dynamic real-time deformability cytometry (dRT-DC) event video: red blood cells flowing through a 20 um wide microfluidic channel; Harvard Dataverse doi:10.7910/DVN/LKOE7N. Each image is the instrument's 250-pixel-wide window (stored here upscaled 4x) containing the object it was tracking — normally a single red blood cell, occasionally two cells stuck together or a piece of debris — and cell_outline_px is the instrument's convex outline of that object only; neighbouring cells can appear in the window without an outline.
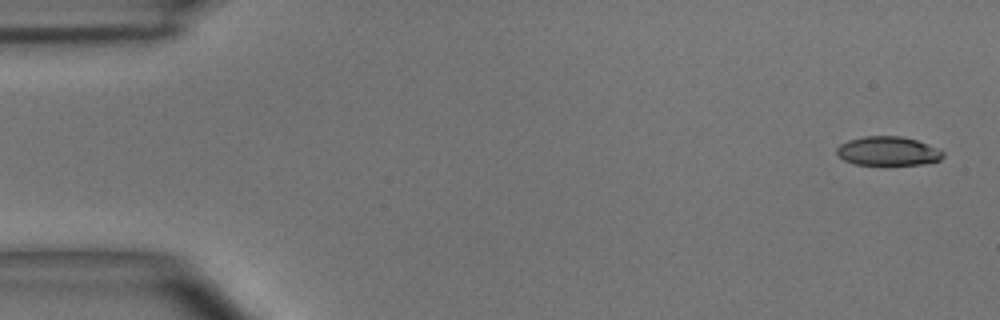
{"species": "common noctule bat (a hibernating species)", "species_latin": "Nyctalus noctula", "temperature_condition": "room temperature", "stored_images_in_passage": 6, "camera_frame_rate_fps": 3000, "um_per_image_px": 0.085, "animal": {"sex": "male", "body_mass_g": 15.6}, "frame": {"image": 1, "passage_image": 1, "time_ms": 0.0, "image_size_px": [1000, 320], "cell_outline_px": [[944, 156], [940, 160], [924, 164], [884, 168], [856, 164], [844, 160], [836, 152], [836, 148], [840, 144], [848, 140], [864, 136], [900, 136], [916, 140], [940, 148], [944, 152]], "centroid_in_image_um": [75.5, 12.89], "position_along_channel_um": 9.5, "area_um2": 18.9}}
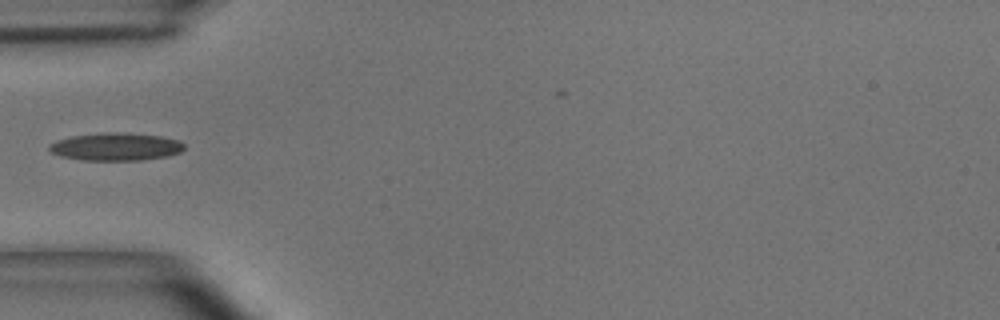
{"frame": {"image": 2, "passage_image": 5, "time_ms": 1.333, "image_size_px": [1000, 320], "cell_outline_px": [[184, 148], [180, 152], [168, 156], [140, 160], [80, 160], [60, 156], [52, 152], [48, 148], [56, 140], [72, 136], [104, 132], [124, 132], [160, 136], [180, 140], [184, 144]], "centroid_in_image_um": [9.86, 12.46], "position_along_channel_um": 75.1, "area_um2": 21.85}}
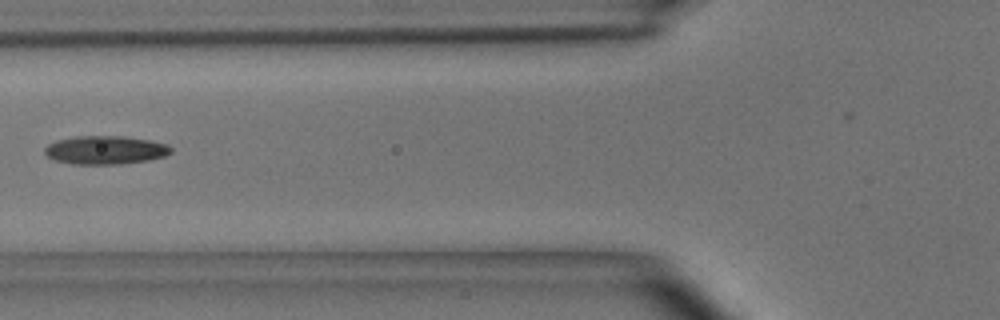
{"frame": {"image": 3, "passage_image": 6, "time_ms": 1.667, "image_size_px": [1000, 320], "cell_outline_px": [[172, 152], [164, 156], [148, 160], [120, 164], [72, 164], [56, 160], [48, 156], [44, 152], [44, 148], [48, 144], [56, 140], [76, 136], [124, 136], [148, 140], [168, 144], [172, 148]], "centroid_in_image_um": [8.95, 12.75], "position_along_channel_um": 116.8, "area_um2": 20.92}}